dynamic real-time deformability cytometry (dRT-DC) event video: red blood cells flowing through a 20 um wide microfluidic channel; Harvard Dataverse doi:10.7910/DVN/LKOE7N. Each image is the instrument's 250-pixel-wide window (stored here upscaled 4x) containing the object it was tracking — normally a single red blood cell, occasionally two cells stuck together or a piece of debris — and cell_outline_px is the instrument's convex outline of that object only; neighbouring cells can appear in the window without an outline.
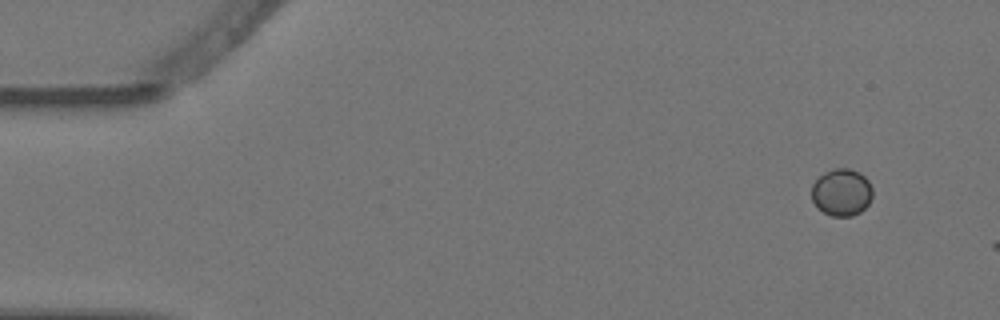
{"species": "Egyptian fruit bat (a non-hibernating species)", "species_latin": "Rousettus aegyptiacus", "temperature_condition": "warm", "stored_images_in_passage": 2, "camera_frame_rate_fps": 3000, "um_per_image_px": 0.085, "animal": {"sex": "female"}, "frame": {"image": 1, "passage_image": 1, "time_ms": 0.0, "image_size_px": [1000, 320], "cell_outline_px": [[872, 196], [868, 204], [860, 212], [852, 216], [832, 216], [824, 212], [812, 200], [812, 184], [824, 172], [832, 168], [848, 168], [860, 172], [868, 180], [872, 188]], "centroid_in_image_um": [71.55, 16.33], "position_along_channel_um": 13.5, "area_um2": 16.7}}